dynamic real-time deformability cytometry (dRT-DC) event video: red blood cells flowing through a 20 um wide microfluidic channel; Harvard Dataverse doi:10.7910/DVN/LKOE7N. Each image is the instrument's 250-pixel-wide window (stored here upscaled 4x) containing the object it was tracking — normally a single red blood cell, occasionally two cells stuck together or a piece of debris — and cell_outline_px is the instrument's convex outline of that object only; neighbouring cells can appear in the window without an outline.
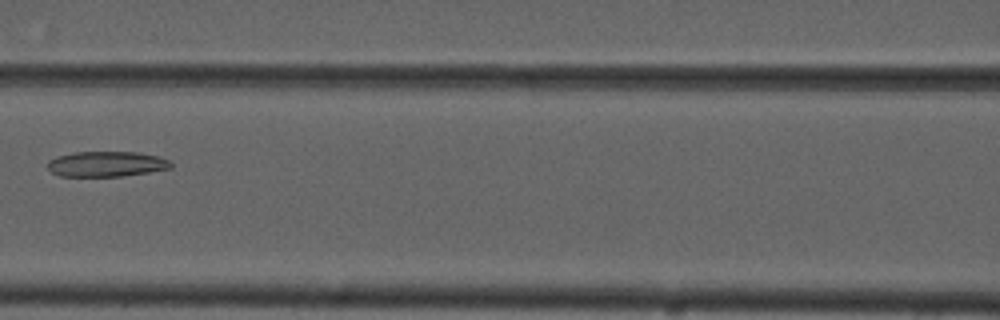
{"species": "common noctule bat (a hibernating species)", "species_latin": "Nyctalus noctula", "temperature_condition": "cold", "stored_images_in_passage": 6, "camera_frame_rate_fps": 3000, "um_per_image_px": 0.085, "animal": {"sex": "male", "forearm_length_mm": 52.5}, "frame": {"image": 1, "passage_image": 5, "time_ms": 6.0, "image_size_px": [1000, 320], "cell_outline_px": [[172, 168], [124, 176], [60, 176], [52, 172], [48, 168], [48, 160], [56, 156], [76, 152], [140, 152], [160, 156], [168, 160], [172, 164]], "centroid_in_image_um": [9.06, 13.93], "position_along_channel_um": 157.5, "area_um2": 18.26}}
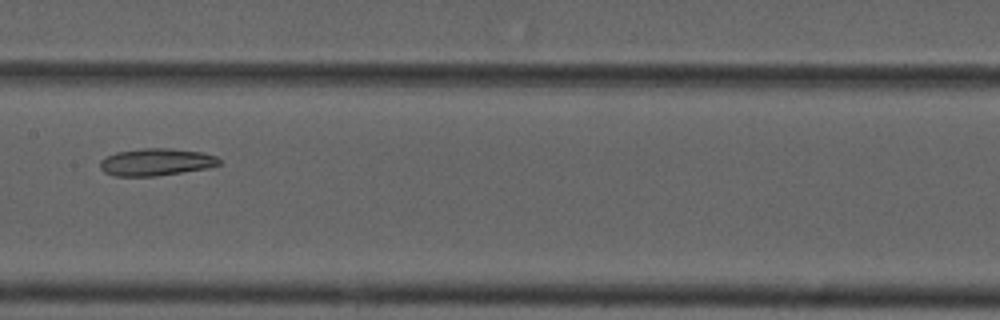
{"frame": {"image": 2, "passage_image": 6, "time_ms": 7.0, "image_size_px": [1000, 320], "cell_outline_px": [[220, 164], [208, 168], [156, 176], [116, 176], [104, 172], [100, 168], [100, 160], [116, 152], [144, 148], [172, 148], [200, 152], [216, 156], [220, 160]], "centroid_in_image_um": [13.27, 13.77], "position_along_channel_um": 194.1, "area_um2": 18.84}}